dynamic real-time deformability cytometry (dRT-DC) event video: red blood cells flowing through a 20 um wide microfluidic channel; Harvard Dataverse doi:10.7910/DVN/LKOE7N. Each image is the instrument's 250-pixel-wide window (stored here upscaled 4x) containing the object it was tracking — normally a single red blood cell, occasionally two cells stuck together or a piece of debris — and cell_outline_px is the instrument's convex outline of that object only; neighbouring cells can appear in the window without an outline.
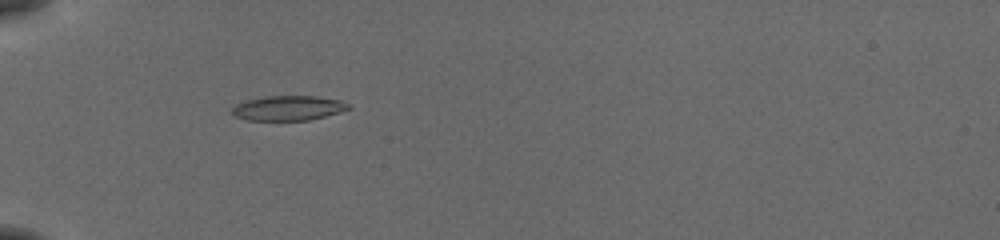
{"species": "common noctule bat (a hibernating species)", "species_latin": "Nyctalus noctula", "temperature_condition": "cold", "stored_images_in_passage": 44, "camera_frame_rate_fps": 3000, "um_per_image_px": 0.085, "animal": {"sex": "female", "body_mass_g": 19.5, "forearm_length_mm": 54.1}, "frame": {"image": 1, "passage_image": 9, "time_ms": 2.667, "image_size_px": [1000, 240], "cell_outline_px": [[352, 108], [340, 112], [308, 120], [248, 120], [236, 116], [232, 112], [232, 108], [236, 104], [248, 100], [264, 96], [316, 96], [340, 100], [352, 104]], "centroid_in_image_um": [24.55, 9.18], "position_along_channel_um": 60.4, "area_um2": 16.76}}
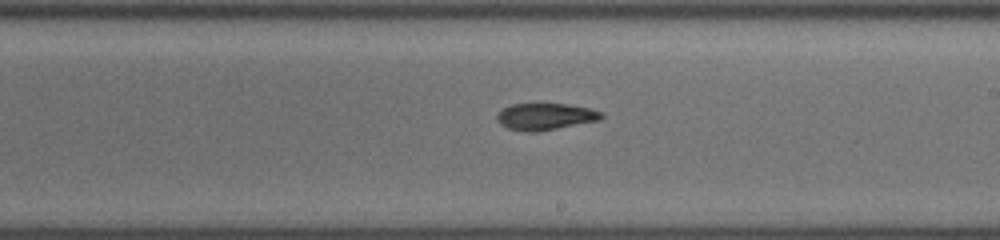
{"frame": {"image": 2, "passage_image": 24, "time_ms": 7.667, "image_size_px": [1000, 240], "cell_outline_px": [[604, 116], [600, 120], [536, 132], [528, 132], [508, 128], [500, 124], [496, 120], [496, 116], [504, 108], [512, 104], [568, 104], [588, 108], [604, 112]], "centroid_in_image_um": [46.37, 9.91], "position_along_channel_um": 242.6, "area_um2": 16.18}}
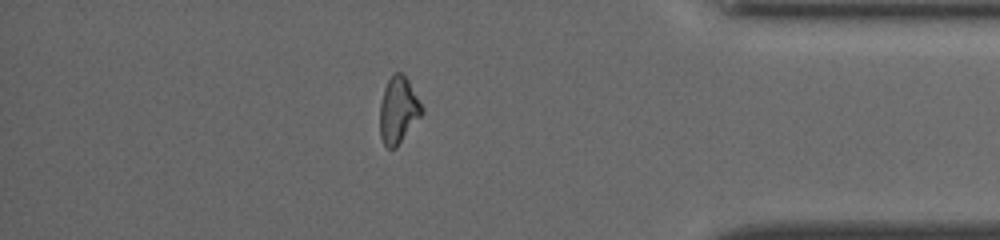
{"frame": {"image": 3, "passage_image": 38, "time_ms": 12.333, "image_size_px": [1000, 240], "cell_outline_px": [[424, 112], [396, 148], [388, 148], [384, 144], [380, 136], [380, 104], [384, 88], [388, 80], [396, 72], [400, 72], [408, 80], [424, 108]], "centroid_in_image_um": [33.86, 9.38], "position_along_channel_um": 401.3, "area_um2": 16.18}, "authors_computed_cell_mechanics": {"area_um2": 16.2707, "velocity_mm_per_s": 3.8918, "shape_relaxation_time_tau1_ms": null, "shape_relaxation_time_tau2_ms": 6.5201, "deformation_change_tau1": null, "deformation_change_tau2": 0.1356}}